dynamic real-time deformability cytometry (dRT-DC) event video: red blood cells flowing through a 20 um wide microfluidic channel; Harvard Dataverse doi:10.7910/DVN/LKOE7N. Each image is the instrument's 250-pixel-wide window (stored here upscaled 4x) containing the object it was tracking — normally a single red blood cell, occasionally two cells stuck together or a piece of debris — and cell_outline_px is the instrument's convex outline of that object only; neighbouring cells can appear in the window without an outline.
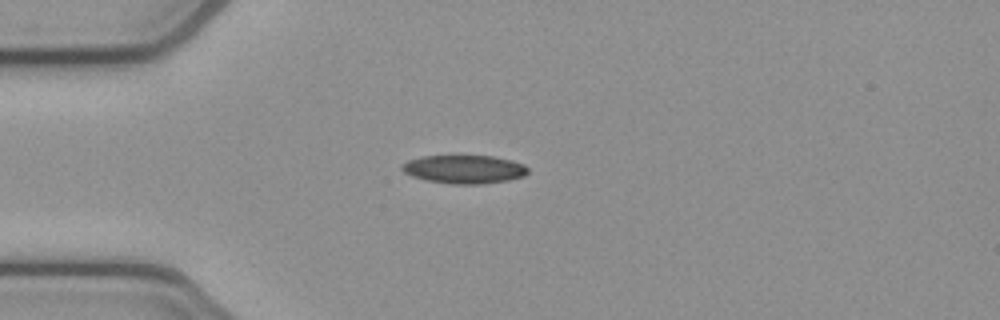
{"species": "common noctule bat (a hibernating species)", "species_latin": "Nyctalus noctula", "temperature_condition": "cold", "stored_images_in_passage": 4, "camera_frame_rate_fps": 3000, "um_per_image_px": 0.085, "animal": {"sex": "female", "body_mass_g": 21.9}, "frame": {"image": 1, "passage_image": 3, "time_ms": 0.667, "image_size_px": [1000, 320], "cell_outline_px": [[528, 172], [524, 176], [508, 180], [480, 184], [452, 184], [428, 180], [412, 176], [404, 172], [400, 168], [400, 164], [408, 160], [420, 156], [492, 156], [512, 160], [524, 164], [528, 168]], "centroid_in_image_um": [39.45, 14.38], "position_along_channel_um": 45.6, "area_um2": 20.87}}